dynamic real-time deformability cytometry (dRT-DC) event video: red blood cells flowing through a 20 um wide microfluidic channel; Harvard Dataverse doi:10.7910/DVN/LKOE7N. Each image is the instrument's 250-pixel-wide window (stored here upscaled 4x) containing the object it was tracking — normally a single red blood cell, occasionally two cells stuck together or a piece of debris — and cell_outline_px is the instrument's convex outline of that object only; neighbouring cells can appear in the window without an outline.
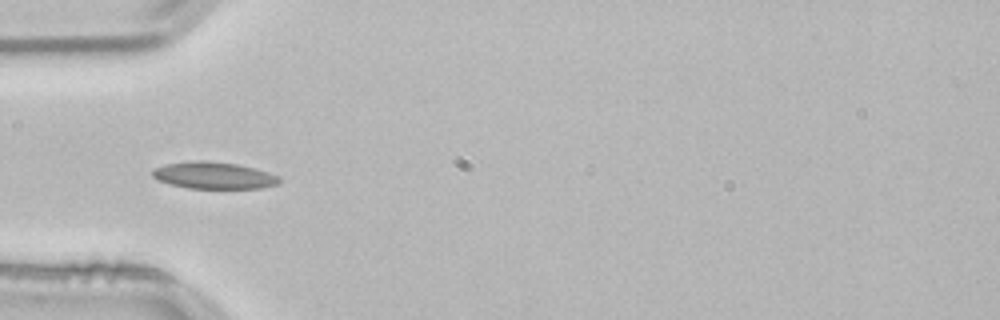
{"species": "common noctule bat (a hibernating species)", "species_latin": "Nyctalus noctula", "temperature_condition": "room temperature", "stored_images_in_passage": 12, "camera_frame_rate_fps": 3000, "um_per_image_px": 0.085, "animal": {"sex": "male", "body_mass_g": 21.5, "forearm_length_mm": 52.0}, "frame": {"image": 1, "passage_image": 3, "time_ms": 0.667, "image_size_px": [1000, 320], "cell_outline_px": [[280, 180], [276, 184], [260, 188], [188, 188], [156, 180], [152, 176], [152, 172], [156, 168], [164, 164], [200, 160], [204, 160], [236, 164], [252, 168], [276, 176]], "centroid_in_image_um": [18.09, 14.91], "position_along_channel_um": 66.9, "area_um2": 19.36}}